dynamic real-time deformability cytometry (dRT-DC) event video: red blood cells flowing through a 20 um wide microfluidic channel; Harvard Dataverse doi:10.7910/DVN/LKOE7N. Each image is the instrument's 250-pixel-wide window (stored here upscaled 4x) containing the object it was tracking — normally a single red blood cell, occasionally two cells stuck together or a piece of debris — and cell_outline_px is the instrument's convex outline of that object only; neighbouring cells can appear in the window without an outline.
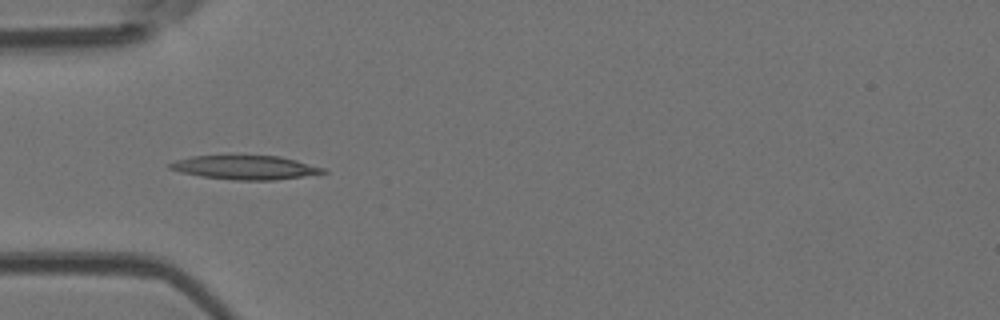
{"species": "Egyptian fruit bat (a non-hibernating species)", "species_latin": "Rousettus aegyptiacus", "temperature_condition": "room temperature", "stored_images_in_passage": 6, "camera_frame_rate_fps": 3000, "um_per_image_px": 0.085, "animal": {"sex": "female"}, "frame": {"image": 1, "passage_image": 5, "time_ms": 4.667, "image_size_px": [1000, 320], "cell_outline_px": [[328, 172], [304, 176], [276, 180], [236, 180], [200, 176], [180, 172], [168, 168], [168, 164], [176, 160], [192, 156], [228, 152], [280, 156], [296, 160], [324, 168]], "centroid_in_image_um": [20.78, 14.18], "position_along_channel_um": 64.2, "area_um2": 22.48}}
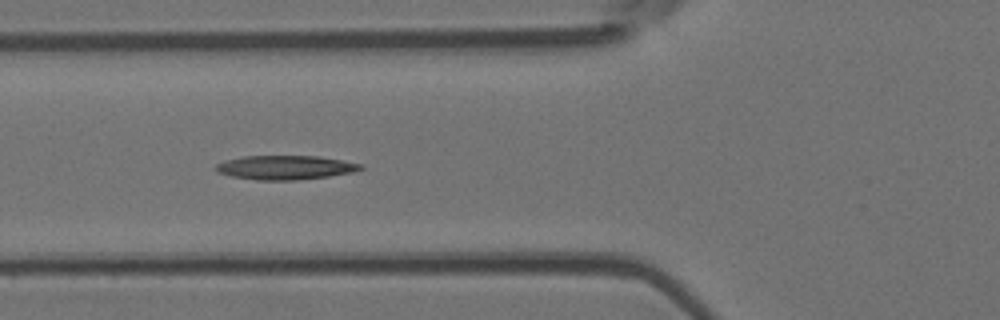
{"frame": {"image": 2, "passage_image": 6, "time_ms": 5.667, "image_size_px": [1000, 320], "cell_outline_px": [[364, 168], [352, 172], [328, 176], [296, 180], [256, 180], [232, 176], [216, 172], [212, 168], [216, 164], [224, 160], [244, 156], [320, 156], [364, 164]], "centroid_in_image_um": [24.22, 14.23], "position_along_channel_um": 101.6, "area_um2": 20.46}}